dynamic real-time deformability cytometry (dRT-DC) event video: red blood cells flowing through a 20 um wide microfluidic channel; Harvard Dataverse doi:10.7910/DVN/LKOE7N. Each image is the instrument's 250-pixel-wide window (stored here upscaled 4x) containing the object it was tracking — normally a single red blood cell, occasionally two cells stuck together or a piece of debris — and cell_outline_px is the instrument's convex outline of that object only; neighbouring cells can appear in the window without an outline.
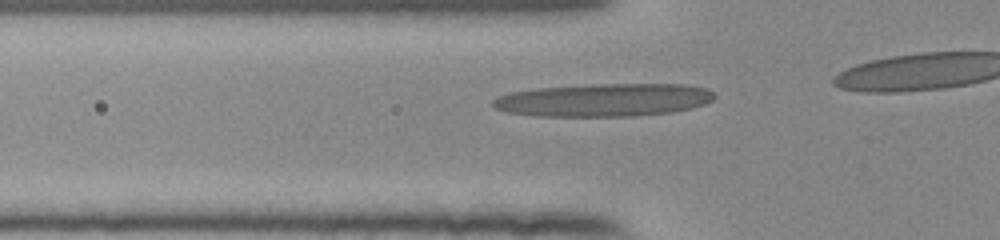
{"species": "human", "species_latin": "Homo sapiens", "temperature_condition": "room temperature", "stored_images_in_passage": 16, "camera_frame_rate_fps": 3000, "um_per_image_px": 0.085, "donor": {"sex": "female"}, "frame": {"image": 1, "passage_image": 10, "time_ms": 3.0, "image_size_px": [1000, 240], "cell_outline_px": [[716, 96], [712, 100], [704, 104], [692, 108], [672, 112], [632, 116], [536, 116], [508, 112], [496, 108], [492, 104], [492, 100], [508, 92], [536, 88], [592, 84], [684, 84], [708, 88], [716, 92]], "centroid_in_image_um": [51.37, 8.49], "position_along_channel_um": 74.4, "area_um2": 42.83}}
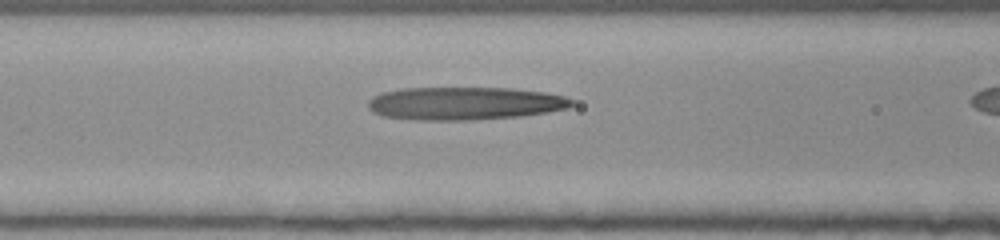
{"frame": {"image": 2, "passage_image": 14, "time_ms": 4.333, "image_size_px": [1000, 240], "cell_outline_px": [[576, 104], [568, 108], [548, 112], [520, 116], [468, 120], [420, 120], [384, 116], [372, 112], [368, 108], [368, 100], [372, 96], [380, 92], [400, 88], [512, 88], [544, 92], [564, 96], [572, 100]], "centroid_in_image_um": [39.48, 8.78], "position_along_channel_um": 127.1, "area_um2": 39.3}}